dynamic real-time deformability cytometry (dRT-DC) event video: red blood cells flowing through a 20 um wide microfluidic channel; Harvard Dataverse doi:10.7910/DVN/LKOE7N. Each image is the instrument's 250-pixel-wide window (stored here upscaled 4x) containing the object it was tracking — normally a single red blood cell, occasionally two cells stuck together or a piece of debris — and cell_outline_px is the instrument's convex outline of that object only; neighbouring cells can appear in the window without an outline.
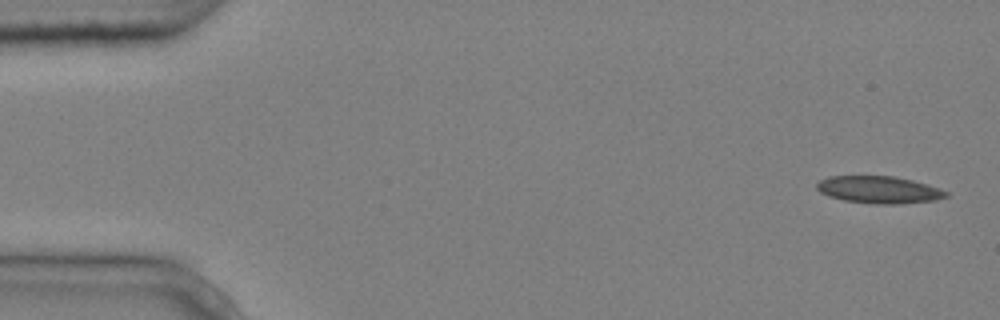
{"species": "common noctule bat (a hibernating species)", "species_latin": "Nyctalus noctula", "temperature_condition": "cold", "stored_images_in_passage": 6, "camera_frame_rate_fps": 3000, "um_per_image_px": 0.085, "animal": {"sex": "male", "body_mass_g": 20.4}, "frame": {"image": 1, "passage_image": 1, "time_ms": 0.0, "image_size_px": [1000, 320], "cell_outline_px": [[948, 196], [936, 200], [900, 204], [876, 204], [844, 200], [828, 196], [820, 192], [816, 188], [816, 184], [820, 180], [828, 176], [896, 176], [912, 180], [940, 188], [948, 192]], "centroid_in_image_um": [74.72, 16.12], "position_along_channel_um": 10.3, "area_um2": 20.58}}